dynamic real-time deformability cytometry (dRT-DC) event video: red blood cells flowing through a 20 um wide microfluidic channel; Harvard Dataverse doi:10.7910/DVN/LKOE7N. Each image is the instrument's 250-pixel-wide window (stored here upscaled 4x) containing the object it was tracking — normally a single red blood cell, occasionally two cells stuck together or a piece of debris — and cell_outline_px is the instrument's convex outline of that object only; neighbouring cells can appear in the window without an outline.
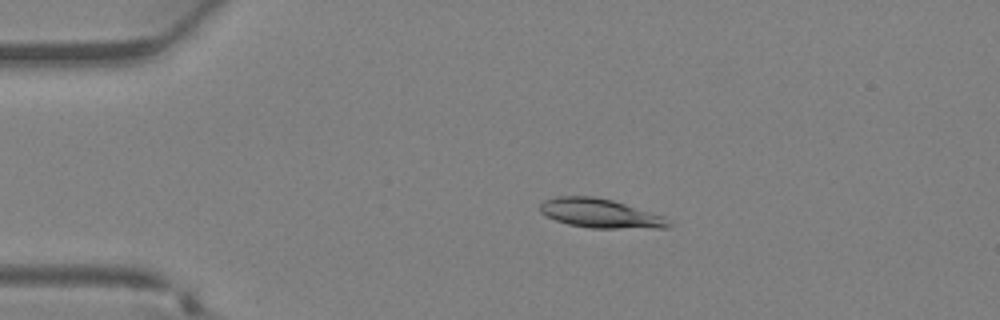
{"species": "Egyptian fruit bat (a non-hibernating species)", "species_latin": "Rousettus aegyptiacus", "temperature_condition": "warm", "stored_images_in_passage": 30, "camera_frame_rate_fps": 3000, "um_per_image_px": 0.085, "animal": {"sex": "female"}, "frame": {"image": 1, "passage_image": 1, "time_ms": 0.0, "image_size_px": [1000, 320], "cell_outline_px": [[672, 228], [592, 228], [568, 224], [556, 220], [540, 212], [540, 204], [544, 200], [556, 196], [592, 196], [612, 200], [664, 216], [672, 224]], "centroid_in_image_um": [51.04, 18.14], "position_along_channel_um": 34.0, "area_um2": 21.73}}
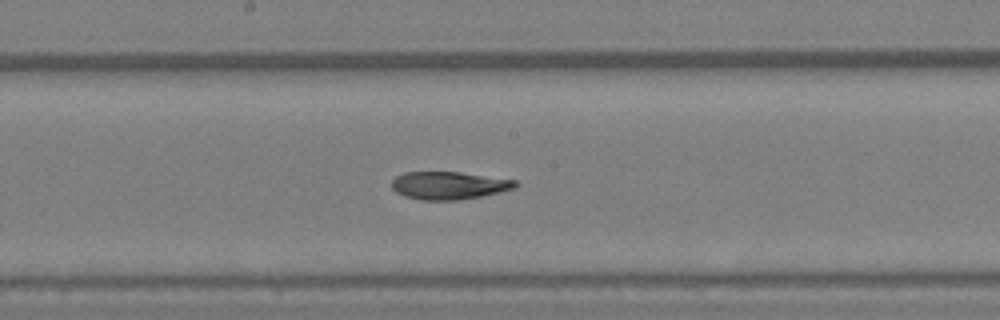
{"frame": {"image": 2, "passage_image": 13, "time_ms": 4.0, "image_size_px": [1000, 320], "cell_outline_px": [[516, 188], [480, 196], [456, 200], [420, 200], [404, 196], [396, 192], [392, 188], [392, 180], [396, 176], [404, 172], [460, 172], [516, 180]], "centroid_in_image_um": [38.12, 15.76], "position_along_channel_um": 210.1, "area_um2": 19.88}}
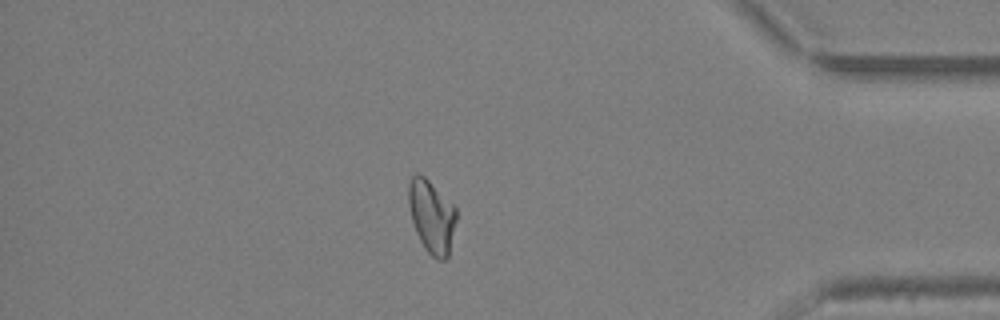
{"frame": {"image": 3, "passage_image": 25, "time_ms": 8.0, "image_size_px": [1000, 320], "cell_outline_px": [[456, 220], [448, 256], [444, 260], [436, 260], [424, 248], [416, 232], [412, 220], [408, 204], [408, 184], [412, 176], [416, 172], [424, 176], [456, 208]], "centroid_in_image_um": [36.67, 18.4], "position_along_channel_um": 398.5, "area_um2": 20.11}}